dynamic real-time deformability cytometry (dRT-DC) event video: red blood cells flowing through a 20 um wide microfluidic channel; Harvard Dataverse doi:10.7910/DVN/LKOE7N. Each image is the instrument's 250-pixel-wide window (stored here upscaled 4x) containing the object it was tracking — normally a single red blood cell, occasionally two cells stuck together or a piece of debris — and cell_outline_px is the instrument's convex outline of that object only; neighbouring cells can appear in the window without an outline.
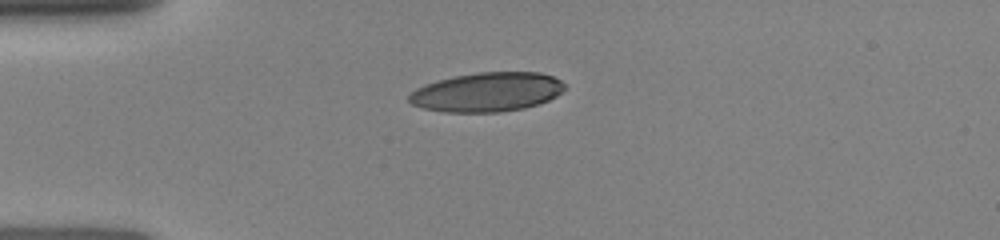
{"species": "human", "species_latin": "Homo sapiens", "temperature_condition": "room temperature", "stored_images_in_passage": 33, "camera_frame_rate_fps": 3000, "um_per_image_px": 0.085, "donor": {"sex": "female"}, "frame": {"image": 1, "passage_image": 1, "time_ms": 0.0, "image_size_px": [1000, 240], "cell_outline_px": [[564, 88], [556, 96], [540, 104], [524, 108], [500, 112], [444, 112], [424, 108], [412, 104], [408, 100], [408, 96], [416, 88], [440, 80], [456, 76], [476, 72], [540, 72], [552, 76], [560, 80], [564, 84]], "centroid_in_image_um": [41.41, 7.83], "position_along_channel_um": 43.6, "area_um2": 35.37}}
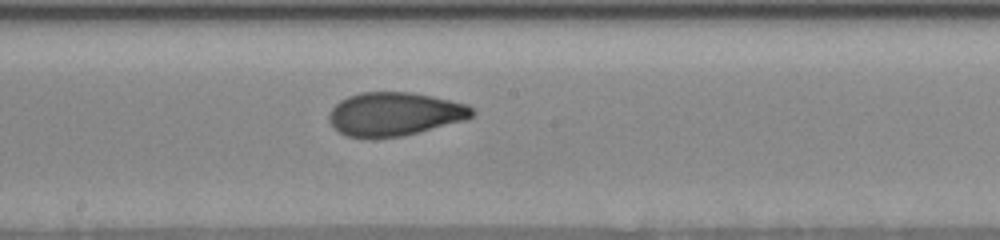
{"frame": {"image": 2, "passage_image": 18, "time_ms": 4.667, "image_size_px": [1000, 240], "cell_outline_px": [[476, 112], [468, 120], [404, 136], [372, 140], [348, 136], [340, 132], [328, 120], [328, 112], [340, 100], [348, 96], [360, 92], [412, 92], [432, 96], [468, 104]], "centroid_in_image_um": [33.56, 9.71], "position_along_channel_um": 214.6, "area_um2": 36.99}}
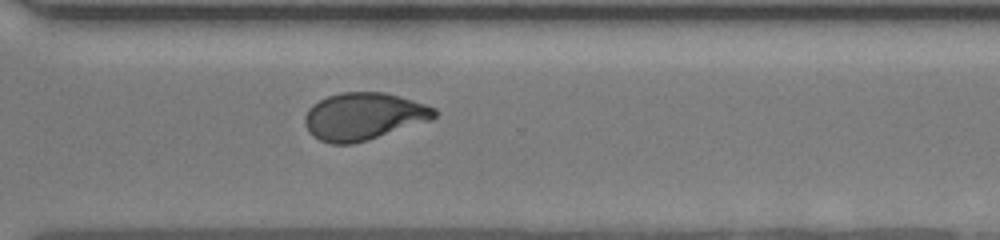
{"frame": {"image": 3, "passage_image": 33, "time_ms": 7.667, "image_size_px": [1000, 240], "cell_outline_px": [[436, 116], [432, 120], [368, 140], [352, 144], [332, 144], [320, 140], [312, 136], [308, 132], [304, 124], [304, 116], [308, 108], [312, 104], [328, 96], [340, 92], [384, 92], [400, 96], [436, 108]], "centroid_in_image_um": [30.88, 9.89], "position_along_channel_um": 339.7, "area_um2": 35.95}}